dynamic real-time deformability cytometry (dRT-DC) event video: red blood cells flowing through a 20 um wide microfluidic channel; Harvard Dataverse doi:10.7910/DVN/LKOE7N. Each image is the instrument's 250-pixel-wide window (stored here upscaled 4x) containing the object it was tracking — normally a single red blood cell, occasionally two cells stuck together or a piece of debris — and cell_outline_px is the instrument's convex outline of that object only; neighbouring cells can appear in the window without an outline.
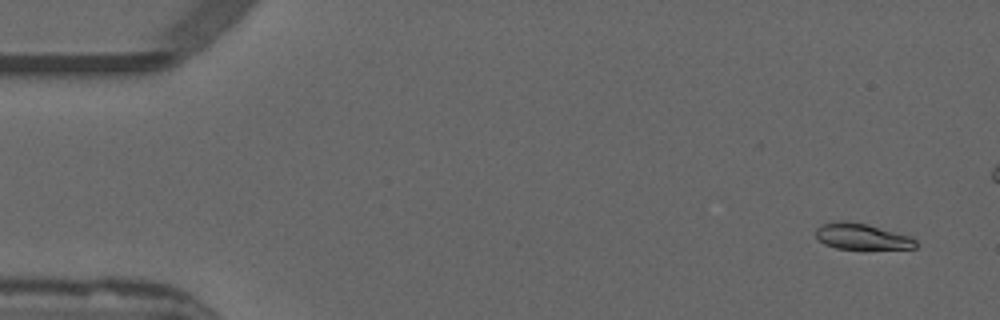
{"species": "common noctule bat (a hibernating species)", "species_latin": "Nyctalus noctula", "temperature_condition": "warm", "stored_images_in_passage": 46, "camera_frame_rate_fps": 3000, "um_per_image_px": 0.085, "animal": {"sex": "male", "forearm_length_mm": 52.5}, "frame": {"image": 1, "passage_image": 2, "time_ms": 0.333, "image_size_px": [1000, 320], "cell_outline_px": [[916, 248], [836, 248], [824, 244], [816, 236], [816, 228], [820, 224], [840, 220], [844, 220], [868, 224], [912, 236], [916, 240]], "centroid_in_image_um": [73.24, 20.07], "position_along_channel_um": 11.8, "area_um2": 15.09}}
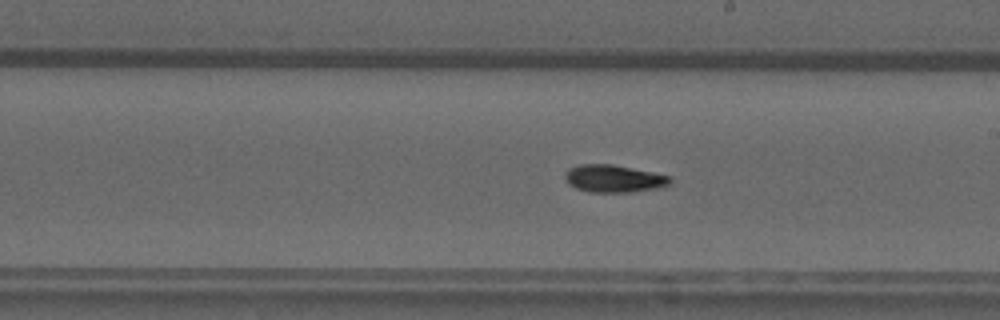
{"frame": {"image": 2, "passage_image": 29, "time_ms": 9.333, "image_size_px": [1000, 320], "cell_outline_px": [[672, 180], [664, 188], [636, 192], [588, 192], [576, 188], [568, 184], [564, 176], [564, 172], [568, 168], [580, 164], [612, 164], [672, 176]], "centroid_in_image_um": [52.19, 15.19], "position_along_channel_um": 236.8, "area_um2": 17.17}}
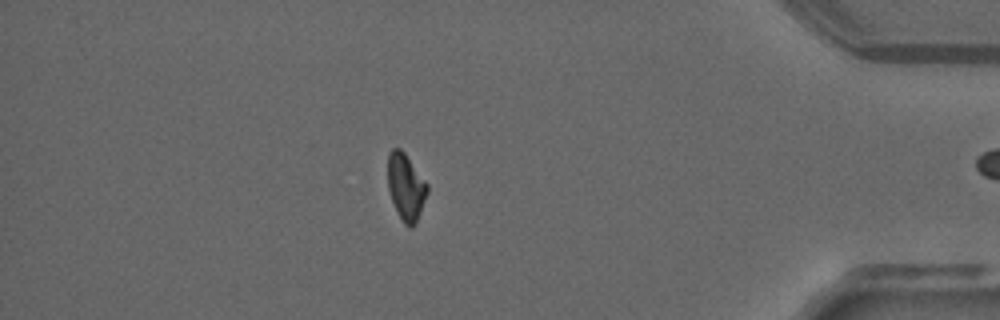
{"frame": {"image": 3, "passage_image": 45, "time_ms": 14.667, "image_size_px": [1000, 320], "cell_outline_px": [[428, 192], [416, 224], [412, 228], [408, 228], [404, 224], [392, 200], [388, 188], [388, 152], [392, 148], [400, 148], [404, 152], [428, 184]], "centroid_in_image_um": [34.51, 15.89], "position_along_channel_um": 400.7, "area_um2": 15.32}}